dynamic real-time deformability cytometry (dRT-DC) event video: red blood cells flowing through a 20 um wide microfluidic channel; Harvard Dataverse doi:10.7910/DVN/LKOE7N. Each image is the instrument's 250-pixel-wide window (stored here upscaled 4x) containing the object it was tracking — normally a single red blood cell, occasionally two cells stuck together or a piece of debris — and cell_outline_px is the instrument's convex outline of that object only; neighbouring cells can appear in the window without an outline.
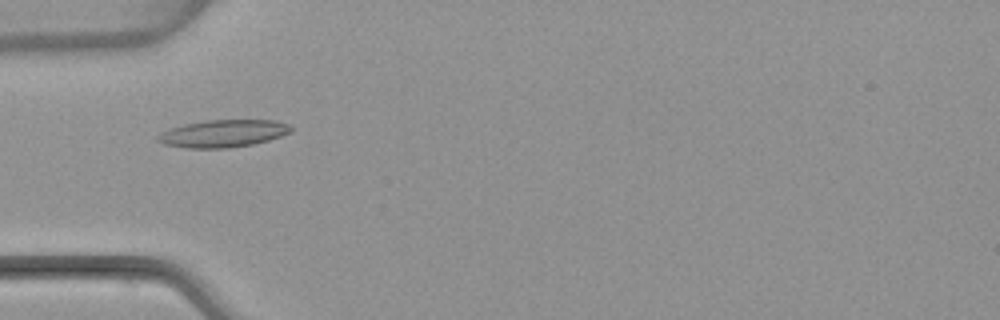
{"species": "common noctule bat (a hibernating species)", "species_latin": "Nyctalus noctula", "temperature_condition": "warm", "stored_images_in_passage": 5, "camera_frame_rate_fps": 3000, "um_per_image_px": 0.085, "animal": {"sex": "female", "body_mass_g": 22.7, "forearm_length_mm": 54.2}, "frame": {"image": 1, "passage_image": 5, "time_ms": 4.667, "image_size_px": [1000, 320], "cell_outline_px": [[292, 132], [268, 140], [252, 144], [228, 148], [188, 148], [164, 144], [156, 140], [156, 136], [160, 132], [184, 124], [204, 120], [276, 120], [288, 124], [292, 128]], "centroid_in_image_um": [18.95, 11.34], "position_along_channel_um": 66.0, "area_um2": 21.27}}